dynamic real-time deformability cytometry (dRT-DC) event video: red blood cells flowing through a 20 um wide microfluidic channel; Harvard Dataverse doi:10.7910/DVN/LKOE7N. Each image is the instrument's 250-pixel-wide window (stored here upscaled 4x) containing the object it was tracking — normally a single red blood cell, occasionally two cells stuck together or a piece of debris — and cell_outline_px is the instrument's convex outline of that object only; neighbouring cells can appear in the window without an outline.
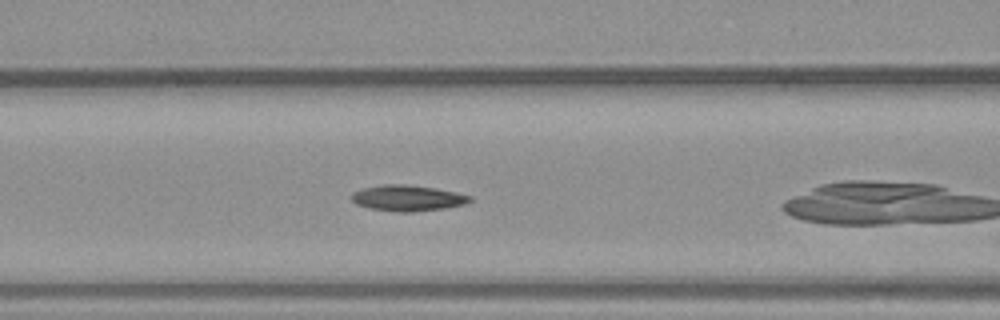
{"species": "common noctule bat (a hibernating species)", "species_latin": "Nyctalus noctula", "temperature_condition": "warm", "stored_images_in_passage": 24, "camera_frame_rate_fps": 3000, "um_per_image_px": 0.085, "animal": {"sex": "male", "body_mass_g": 23.1, "forearm_length_mm": 52.7}, "frame": {"image": 1, "passage_image": 8, "time_ms": 2.333, "image_size_px": [1000, 320], "cell_outline_px": [[472, 200], [464, 204], [444, 208], [412, 212], [396, 212], [368, 208], [356, 204], [352, 200], [352, 192], [360, 188], [380, 184], [404, 184], [436, 188], [456, 192], [472, 196]], "centroid_in_image_um": [34.61, 16.83], "position_along_channel_um": 132.0, "area_um2": 18.03}}
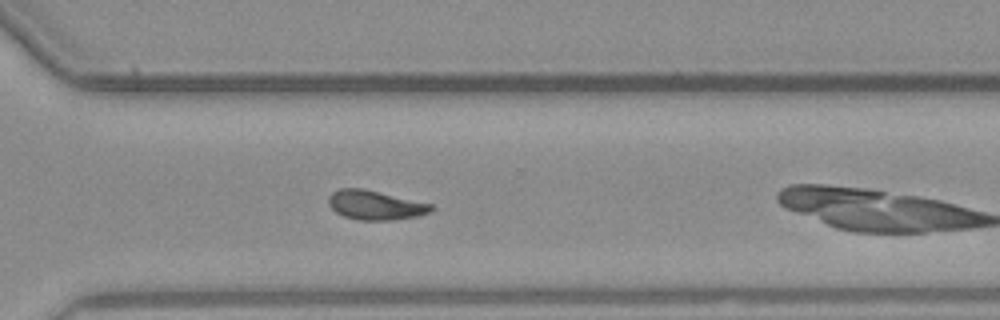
{"frame": {"image": 2, "passage_image": 21, "time_ms": 6.667, "image_size_px": [1000, 320], "cell_outline_px": [[436, 208], [428, 212], [416, 216], [392, 220], [360, 220], [344, 216], [336, 212], [328, 204], [328, 196], [332, 192], [340, 188], [364, 188], [432, 204]], "centroid_in_image_um": [31.88, 17.42], "position_along_channel_um": 338.7, "area_um2": 17.51}}